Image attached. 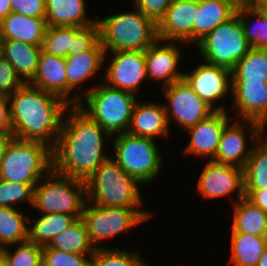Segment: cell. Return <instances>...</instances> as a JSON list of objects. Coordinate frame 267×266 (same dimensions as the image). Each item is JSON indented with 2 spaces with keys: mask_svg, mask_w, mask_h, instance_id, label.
Masks as SVG:
<instances>
[{
  "mask_svg": "<svg viewBox=\"0 0 267 266\" xmlns=\"http://www.w3.org/2000/svg\"><path fill=\"white\" fill-rule=\"evenodd\" d=\"M51 170V147L42 142L13 137L1 161L0 179L38 184Z\"/></svg>",
  "mask_w": 267,
  "mask_h": 266,
  "instance_id": "cell-7",
  "label": "cell"
},
{
  "mask_svg": "<svg viewBox=\"0 0 267 266\" xmlns=\"http://www.w3.org/2000/svg\"><path fill=\"white\" fill-rule=\"evenodd\" d=\"M85 202V181L51 170L34 187L32 209L35 214L82 215Z\"/></svg>",
  "mask_w": 267,
  "mask_h": 266,
  "instance_id": "cell-9",
  "label": "cell"
},
{
  "mask_svg": "<svg viewBox=\"0 0 267 266\" xmlns=\"http://www.w3.org/2000/svg\"><path fill=\"white\" fill-rule=\"evenodd\" d=\"M244 190L267 188V131L254 144L243 167Z\"/></svg>",
  "mask_w": 267,
  "mask_h": 266,
  "instance_id": "cell-31",
  "label": "cell"
},
{
  "mask_svg": "<svg viewBox=\"0 0 267 266\" xmlns=\"http://www.w3.org/2000/svg\"><path fill=\"white\" fill-rule=\"evenodd\" d=\"M37 214L40 215L33 218L29 215L28 241L42 247L81 217L63 213Z\"/></svg>",
  "mask_w": 267,
  "mask_h": 266,
  "instance_id": "cell-28",
  "label": "cell"
},
{
  "mask_svg": "<svg viewBox=\"0 0 267 266\" xmlns=\"http://www.w3.org/2000/svg\"><path fill=\"white\" fill-rule=\"evenodd\" d=\"M105 52L145 51L157 39V24L137 8L96 17Z\"/></svg>",
  "mask_w": 267,
  "mask_h": 266,
  "instance_id": "cell-3",
  "label": "cell"
},
{
  "mask_svg": "<svg viewBox=\"0 0 267 266\" xmlns=\"http://www.w3.org/2000/svg\"><path fill=\"white\" fill-rule=\"evenodd\" d=\"M104 55V47L99 40L91 49L83 51L75 56L65 57L67 102L70 105H77L83 96L98 84L94 83L88 87L87 85H83L85 83H90L89 81L91 80V83H93V78H97L98 72L103 70ZM83 86H85V88Z\"/></svg>",
  "mask_w": 267,
  "mask_h": 266,
  "instance_id": "cell-16",
  "label": "cell"
},
{
  "mask_svg": "<svg viewBox=\"0 0 267 266\" xmlns=\"http://www.w3.org/2000/svg\"><path fill=\"white\" fill-rule=\"evenodd\" d=\"M110 140L111 134L76 105L71 106L65 114L55 145L51 148L52 170L86 181L111 157L112 152L108 155L105 151L108 143L111 144Z\"/></svg>",
  "mask_w": 267,
  "mask_h": 266,
  "instance_id": "cell-1",
  "label": "cell"
},
{
  "mask_svg": "<svg viewBox=\"0 0 267 266\" xmlns=\"http://www.w3.org/2000/svg\"><path fill=\"white\" fill-rule=\"evenodd\" d=\"M43 248H53L78 255H93L95 247L91 244L88 232L82 218L53 237Z\"/></svg>",
  "mask_w": 267,
  "mask_h": 266,
  "instance_id": "cell-30",
  "label": "cell"
},
{
  "mask_svg": "<svg viewBox=\"0 0 267 266\" xmlns=\"http://www.w3.org/2000/svg\"><path fill=\"white\" fill-rule=\"evenodd\" d=\"M255 8L260 9L263 12V14L267 17V5H265V6H256Z\"/></svg>",
  "mask_w": 267,
  "mask_h": 266,
  "instance_id": "cell-51",
  "label": "cell"
},
{
  "mask_svg": "<svg viewBox=\"0 0 267 266\" xmlns=\"http://www.w3.org/2000/svg\"><path fill=\"white\" fill-rule=\"evenodd\" d=\"M41 52V46L17 40H2V56L11 63L25 83L35 75Z\"/></svg>",
  "mask_w": 267,
  "mask_h": 266,
  "instance_id": "cell-25",
  "label": "cell"
},
{
  "mask_svg": "<svg viewBox=\"0 0 267 266\" xmlns=\"http://www.w3.org/2000/svg\"><path fill=\"white\" fill-rule=\"evenodd\" d=\"M182 44L186 45L182 42L157 39L145 50L148 81L154 80L158 84L160 82L163 88L183 79L184 70L179 67L183 58V48L180 47Z\"/></svg>",
  "mask_w": 267,
  "mask_h": 266,
  "instance_id": "cell-17",
  "label": "cell"
},
{
  "mask_svg": "<svg viewBox=\"0 0 267 266\" xmlns=\"http://www.w3.org/2000/svg\"><path fill=\"white\" fill-rule=\"evenodd\" d=\"M37 184L9 182L0 179V207L19 208V204L33 205L34 187Z\"/></svg>",
  "mask_w": 267,
  "mask_h": 266,
  "instance_id": "cell-38",
  "label": "cell"
},
{
  "mask_svg": "<svg viewBox=\"0 0 267 266\" xmlns=\"http://www.w3.org/2000/svg\"><path fill=\"white\" fill-rule=\"evenodd\" d=\"M133 2L134 8H137L158 24L173 0H133Z\"/></svg>",
  "mask_w": 267,
  "mask_h": 266,
  "instance_id": "cell-42",
  "label": "cell"
},
{
  "mask_svg": "<svg viewBox=\"0 0 267 266\" xmlns=\"http://www.w3.org/2000/svg\"><path fill=\"white\" fill-rule=\"evenodd\" d=\"M232 119L228 111H215L208 118L187 129L190 139L183 149V155L200 156L202 162L212 160L217 152L223 130Z\"/></svg>",
  "mask_w": 267,
  "mask_h": 266,
  "instance_id": "cell-18",
  "label": "cell"
},
{
  "mask_svg": "<svg viewBox=\"0 0 267 266\" xmlns=\"http://www.w3.org/2000/svg\"><path fill=\"white\" fill-rule=\"evenodd\" d=\"M233 213H227V218L233 215L231 232L248 233L256 236L267 235V213L254 205L245 196L230 205Z\"/></svg>",
  "mask_w": 267,
  "mask_h": 266,
  "instance_id": "cell-26",
  "label": "cell"
},
{
  "mask_svg": "<svg viewBox=\"0 0 267 266\" xmlns=\"http://www.w3.org/2000/svg\"><path fill=\"white\" fill-rule=\"evenodd\" d=\"M232 82H267V50L251 48L231 70Z\"/></svg>",
  "mask_w": 267,
  "mask_h": 266,
  "instance_id": "cell-33",
  "label": "cell"
},
{
  "mask_svg": "<svg viewBox=\"0 0 267 266\" xmlns=\"http://www.w3.org/2000/svg\"><path fill=\"white\" fill-rule=\"evenodd\" d=\"M92 255H78L53 248H43L42 266H91Z\"/></svg>",
  "mask_w": 267,
  "mask_h": 266,
  "instance_id": "cell-39",
  "label": "cell"
},
{
  "mask_svg": "<svg viewBox=\"0 0 267 266\" xmlns=\"http://www.w3.org/2000/svg\"><path fill=\"white\" fill-rule=\"evenodd\" d=\"M230 97L232 117L258 122L267 129V82H232Z\"/></svg>",
  "mask_w": 267,
  "mask_h": 266,
  "instance_id": "cell-19",
  "label": "cell"
},
{
  "mask_svg": "<svg viewBox=\"0 0 267 266\" xmlns=\"http://www.w3.org/2000/svg\"><path fill=\"white\" fill-rule=\"evenodd\" d=\"M142 186L110 157L85 181L86 201L102 207H143Z\"/></svg>",
  "mask_w": 267,
  "mask_h": 266,
  "instance_id": "cell-4",
  "label": "cell"
},
{
  "mask_svg": "<svg viewBox=\"0 0 267 266\" xmlns=\"http://www.w3.org/2000/svg\"><path fill=\"white\" fill-rule=\"evenodd\" d=\"M1 251L8 266H42L43 247L35 243L26 241L4 247Z\"/></svg>",
  "mask_w": 267,
  "mask_h": 266,
  "instance_id": "cell-37",
  "label": "cell"
},
{
  "mask_svg": "<svg viewBox=\"0 0 267 266\" xmlns=\"http://www.w3.org/2000/svg\"><path fill=\"white\" fill-rule=\"evenodd\" d=\"M257 266H267V247L261 255Z\"/></svg>",
  "mask_w": 267,
  "mask_h": 266,
  "instance_id": "cell-49",
  "label": "cell"
},
{
  "mask_svg": "<svg viewBox=\"0 0 267 266\" xmlns=\"http://www.w3.org/2000/svg\"><path fill=\"white\" fill-rule=\"evenodd\" d=\"M86 2L87 0H46L47 26L81 28L94 24L97 19L89 17Z\"/></svg>",
  "mask_w": 267,
  "mask_h": 266,
  "instance_id": "cell-24",
  "label": "cell"
},
{
  "mask_svg": "<svg viewBox=\"0 0 267 266\" xmlns=\"http://www.w3.org/2000/svg\"><path fill=\"white\" fill-rule=\"evenodd\" d=\"M112 159L143 186L152 184L162 173L164 156L157 139L118 133L112 135ZM158 145V146H157Z\"/></svg>",
  "mask_w": 267,
  "mask_h": 266,
  "instance_id": "cell-6",
  "label": "cell"
},
{
  "mask_svg": "<svg viewBox=\"0 0 267 266\" xmlns=\"http://www.w3.org/2000/svg\"><path fill=\"white\" fill-rule=\"evenodd\" d=\"M160 90L166 100L163 104L170 129L174 124L177 125L179 130L182 129L185 132L215 112L184 79Z\"/></svg>",
  "mask_w": 267,
  "mask_h": 266,
  "instance_id": "cell-11",
  "label": "cell"
},
{
  "mask_svg": "<svg viewBox=\"0 0 267 266\" xmlns=\"http://www.w3.org/2000/svg\"><path fill=\"white\" fill-rule=\"evenodd\" d=\"M198 0H173L157 24L158 39L193 44Z\"/></svg>",
  "mask_w": 267,
  "mask_h": 266,
  "instance_id": "cell-20",
  "label": "cell"
},
{
  "mask_svg": "<svg viewBox=\"0 0 267 266\" xmlns=\"http://www.w3.org/2000/svg\"><path fill=\"white\" fill-rule=\"evenodd\" d=\"M236 13L250 48L267 50V17L263 12L253 7Z\"/></svg>",
  "mask_w": 267,
  "mask_h": 266,
  "instance_id": "cell-35",
  "label": "cell"
},
{
  "mask_svg": "<svg viewBox=\"0 0 267 266\" xmlns=\"http://www.w3.org/2000/svg\"><path fill=\"white\" fill-rule=\"evenodd\" d=\"M14 136L11 132H2L0 131V165L5 153L6 147Z\"/></svg>",
  "mask_w": 267,
  "mask_h": 266,
  "instance_id": "cell-47",
  "label": "cell"
},
{
  "mask_svg": "<svg viewBox=\"0 0 267 266\" xmlns=\"http://www.w3.org/2000/svg\"><path fill=\"white\" fill-rule=\"evenodd\" d=\"M13 13L46 18V0H10Z\"/></svg>",
  "mask_w": 267,
  "mask_h": 266,
  "instance_id": "cell-43",
  "label": "cell"
},
{
  "mask_svg": "<svg viewBox=\"0 0 267 266\" xmlns=\"http://www.w3.org/2000/svg\"><path fill=\"white\" fill-rule=\"evenodd\" d=\"M18 208L0 207V247L28 241L29 215Z\"/></svg>",
  "mask_w": 267,
  "mask_h": 266,
  "instance_id": "cell-32",
  "label": "cell"
},
{
  "mask_svg": "<svg viewBox=\"0 0 267 266\" xmlns=\"http://www.w3.org/2000/svg\"><path fill=\"white\" fill-rule=\"evenodd\" d=\"M267 5V0H257V6H265Z\"/></svg>",
  "mask_w": 267,
  "mask_h": 266,
  "instance_id": "cell-52",
  "label": "cell"
},
{
  "mask_svg": "<svg viewBox=\"0 0 267 266\" xmlns=\"http://www.w3.org/2000/svg\"><path fill=\"white\" fill-rule=\"evenodd\" d=\"M200 60L232 70L251 49L236 13L195 45Z\"/></svg>",
  "mask_w": 267,
  "mask_h": 266,
  "instance_id": "cell-10",
  "label": "cell"
},
{
  "mask_svg": "<svg viewBox=\"0 0 267 266\" xmlns=\"http://www.w3.org/2000/svg\"><path fill=\"white\" fill-rule=\"evenodd\" d=\"M229 236L231 245L228 266H257L267 247V235L231 232Z\"/></svg>",
  "mask_w": 267,
  "mask_h": 266,
  "instance_id": "cell-29",
  "label": "cell"
},
{
  "mask_svg": "<svg viewBox=\"0 0 267 266\" xmlns=\"http://www.w3.org/2000/svg\"><path fill=\"white\" fill-rule=\"evenodd\" d=\"M108 58L110 60L106 61ZM103 71L102 82L107 86L139 97L142 84L148 79L145 51L105 52Z\"/></svg>",
  "mask_w": 267,
  "mask_h": 266,
  "instance_id": "cell-12",
  "label": "cell"
},
{
  "mask_svg": "<svg viewBox=\"0 0 267 266\" xmlns=\"http://www.w3.org/2000/svg\"><path fill=\"white\" fill-rule=\"evenodd\" d=\"M99 40V25L97 21L89 26L81 27L73 36L68 56H75L91 49Z\"/></svg>",
  "mask_w": 267,
  "mask_h": 266,
  "instance_id": "cell-40",
  "label": "cell"
},
{
  "mask_svg": "<svg viewBox=\"0 0 267 266\" xmlns=\"http://www.w3.org/2000/svg\"><path fill=\"white\" fill-rule=\"evenodd\" d=\"M235 12L250 9L257 6V0H223Z\"/></svg>",
  "mask_w": 267,
  "mask_h": 266,
  "instance_id": "cell-46",
  "label": "cell"
},
{
  "mask_svg": "<svg viewBox=\"0 0 267 266\" xmlns=\"http://www.w3.org/2000/svg\"><path fill=\"white\" fill-rule=\"evenodd\" d=\"M25 82L14 70L11 63L3 56L0 57V94L13 95Z\"/></svg>",
  "mask_w": 267,
  "mask_h": 266,
  "instance_id": "cell-41",
  "label": "cell"
},
{
  "mask_svg": "<svg viewBox=\"0 0 267 266\" xmlns=\"http://www.w3.org/2000/svg\"><path fill=\"white\" fill-rule=\"evenodd\" d=\"M79 29L75 26H47L41 45L42 51L50 55L67 57L73 36Z\"/></svg>",
  "mask_w": 267,
  "mask_h": 266,
  "instance_id": "cell-36",
  "label": "cell"
},
{
  "mask_svg": "<svg viewBox=\"0 0 267 266\" xmlns=\"http://www.w3.org/2000/svg\"><path fill=\"white\" fill-rule=\"evenodd\" d=\"M10 0H0V22L11 13Z\"/></svg>",
  "mask_w": 267,
  "mask_h": 266,
  "instance_id": "cell-48",
  "label": "cell"
},
{
  "mask_svg": "<svg viewBox=\"0 0 267 266\" xmlns=\"http://www.w3.org/2000/svg\"><path fill=\"white\" fill-rule=\"evenodd\" d=\"M137 100L136 95L101 81L76 106L109 134L115 135L127 132Z\"/></svg>",
  "mask_w": 267,
  "mask_h": 266,
  "instance_id": "cell-5",
  "label": "cell"
},
{
  "mask_svg": "<svg viewBox=\"0 0 267 266\" xmlns=\"http://www.w3.org/2000/svg\"><path fill=\"white\" fill-rule=\"evenodd\" d=\"M2 56V38L0 37V57Z\"/></svg>",
  "mask_w": 267,
  "mask_h": 266,
  "instance_id": "cell-53",
  "label": "cell"
},
{
  "mask_svg": "<svg viewBox=\"0 0 267 266\" xmlns=\"http://www.w3.org/2000/svg\"><path fill=\"white\" fill-rule=\"evenodd\" d=\"M138 99L133 107L128 134L151 139H169L172 133L164 104L158 100L141 101Z\"/></svg>",
  "mask_w": 267,
  "mask_h": 266,
  "instance_id": "cell-21",
  "label": "cell"
},
{
  "mask_svg": "<svg viewBox=\"0 0 267 266\" xmlns=\"http://www.w3.org/2000/svg\"><path fill=\"white\" fill-rule=\"evenodd\" d=\"M201 168L195 190L202 200L226 199L235 193L234 204L244 197L243 168L213 160L205 161Z\"/></svg>",
  "mask_w": 267,
  "mask_h": 266,
  "instance_id": "cell-15",
  "label": "cell"
},
{
  "mask_svg": "<svg viewBox=\"0 0 267 266\" xmlns=\"http://www.w3.org/2000/svg\"><path fill=\"white\" fill-rule=\"evenodd\" d=\"M47 29L45 18H35L11 12L0 22L2 40H17L41 46Z\"/></svg>",
  "mask_w": 267,
  "mask_h": 266,
  "instance_id": "cell-23",
  "label": "cell"
},
{
  "mask_svg": "<svg viewBox=\"0 0 267 266\" xmlns=\"http://www.w3.org/2000/svg\"><path fill=\"white\" fill-rule=\"evenodd\" d=\"M11 133L15 138L38 141L53 147L67 110L65 99L24 83L8 97Z\"/></svg>",
  "mask_w": 267,
  "mask_h": 266,
  "instance_id": "cell-2",
  "label": "cell"
},
{
  "mask_svg": "<svg viewBox=\"0 0 267 266\" xmlns=\"http://www.w3.org/2000/svg\"><path fill=\"white\" fill-rule=\"evenodd\" d=\"M235 14L236 12L223 0H198V11L193 29V45H196L212 30Z\"/></svg>",
  "mask_w": 267,
  "mask_h": 266,
  "instance_id": "cell-27",
  "label": "cell"
},
{
  "mask_svg": "<svg viewBox=\"0 0 267 266\" xmlns=\"http://www.w3.org/2000/svg\"><path fill=\"white\" fill-rule=\"evenodd\" d=\"M183 79L215 111H228V105L222 103H225L223 101L231 94L230 69L202 61L189 72L184 71Z\"/></svg>",
  "mask_w": 267,
  "mask_h": 266,
  "instance_id": "cell-14",
  "label": "cell"
},
{
  "mask_svg": "<svg viewBox=\"0 0 267 266\" xmlns=\"http://www.w3.org/2000/svg\"><path fill=\"white\" fill-rule=\"evenodd\" d=\"M244 196L267 213V188L263 190H244Z\"/></svg>",
  "mask_w": 267,
  "mask_h": 266,
  "instance_id": "cell-45",
  "label": "cell"
},
{
  "mask_svg": "<svg viewBox=\"0 0 267 266\" xmlns=\"http://www.w3.org/2000/svg\"><path fill=\"white\" fill-rule=\"evenodd\" d=\"M247 131L250 132L248 133L250 140L247 139ZM265 132L266 129L258 122L233 118L225 126L217 152L212 160L243 168L250 157L254 144Z\"/></svg>",
  "mask_w": 267,
  "mask_h": 266,
  "instance_id": "cell-13",
  "label": "cell"
},
{
  "mask_svg": "<svg viewBox=\"0 0 267 266\" xmlns=\"http://www.w3.org/2000/svg\"><path fill=\"white\" fill-rule=\"evenodd\" d=\"M66 76L65 58L42 51L36 73L28 83L67 101Z\"/></svg>",
  "mask_w": 267,
  "mask_h": 266,
  "instance_id": "cell-22",
  "label": "cell"
},
{
  "mask_svg": "<svg viewBox=\"0 0 267 266\" xmlns=\"http://www.w3.org/2000/svg\"><path fill=\"white\" fill-rule=\"evenodd\" d=\"M0 266H8L6 257L2 251H0Z\"/></svg>",
  "mask_w": 267,
  "mask_h": 266,
  "instance_id": "cell-50",
  "label": "cell"
},
{
  "mask_svg": "<svg viewBox=\"0 0 267 266\" xmlns=\"http://www.w3.org/2000/svg\"><path fill=\"white\" fill-rule=\"evenodd\" d=\"M115 246L95 249L91 266H152L149 262L144 261L145 259L141 256L143 254L136 248L130 250V248L125 249V247L121 249L122 247L117 246V244Z\"/></svg>",
  "mask_w": 267,
  "mask_h": 266,
  "instance_id": "cell-34",
  "label": "cell"
},
{
  "mask_svg": "<svg viewBox=\"0 0 267 266\" xmlns=\"http://www.w3.org/2000/svg\"><path fill=\"white\" fill-rule=\"evenodd\" d=\"M153 211L142 207H102L85 202L81 218L85 223L91 244L97 248H110L104 245L115 236L125 234L140 224L153 218Z\"/></svg>",
  "mask_w": 267,
  "mask_h": 266,
  "instance_id": "cell-8",
  "label": "cell"
},
{
  "mask_svg": "<svg viewBox=\"0 0 267 266\" xmlns=\"http://www.w3.org/2000/svg\"><path fill=\"white\" fill-rule=\"evenodd\" d=\"M0 131L11 132L10 104L7 96L0 94Z\"/></svg>",
  "mask_w": 267,
  "mask_h": 266,
  "instance_id": "cell-44",
  "label": "cell"
}]
</instances>
